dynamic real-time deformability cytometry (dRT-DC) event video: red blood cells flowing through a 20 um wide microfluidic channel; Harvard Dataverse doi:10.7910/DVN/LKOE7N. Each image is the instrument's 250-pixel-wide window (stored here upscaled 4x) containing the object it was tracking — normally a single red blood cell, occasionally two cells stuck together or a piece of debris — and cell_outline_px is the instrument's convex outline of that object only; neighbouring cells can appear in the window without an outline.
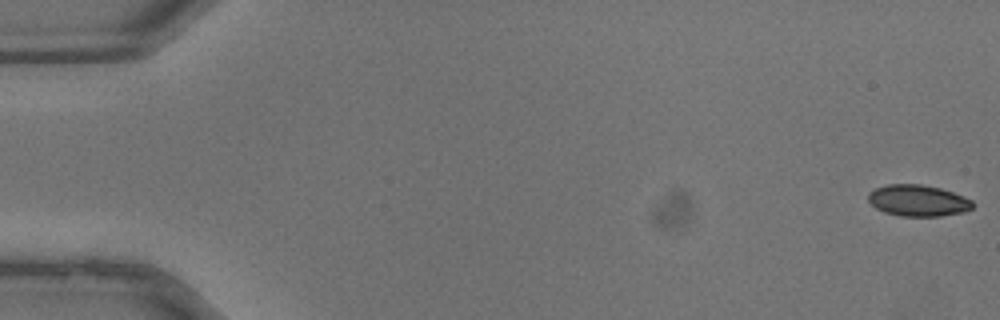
{"species": "common noctule bat (a hibernating species)", "species_latin": "Nyctalus noctula", "temperature_condition": "warm", "stored_images_in_passage": 22, "camera_frame_rate_fps": 3000, "um_per_image_px": 0.085, "animal": {"sex": "male", "body_mass_g": 13.3}, "frame": {"image": 1, "passage_image": 1, "time_ms": 0.0, "image_size_px": [1000, 320], "cell_outline_px": [[972, 208], [964, 212], [940, 216], [900, 216], [884, 212], [876, 208], [868, 200], [868, 192], [876, 188], [888, 184], [920, 184], [940, 188], [964, 196], [972, 200]], "centroid_in_image_um": [78.02, 17.05], "position_along_channel_um": 7.0, "area_um2": 19.07}}
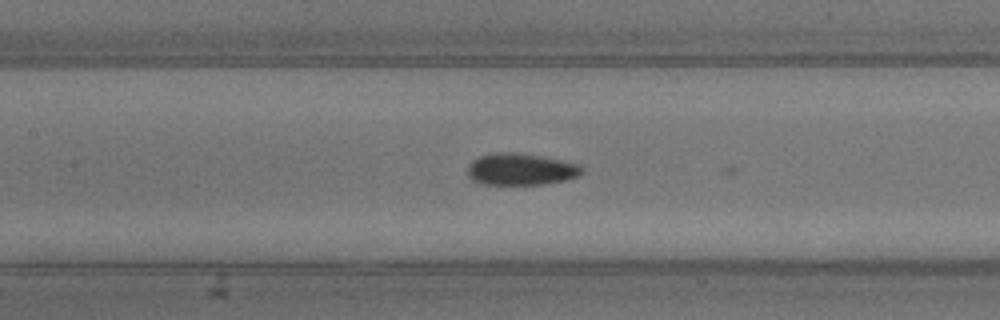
{"frame": {"image": 2, "passage_image": 18, "time_ms": 5.667, "image_size_px": [1000, 320], "cell_outline_px": [[584, 172], [580, 176], [564, 180], [544, 184], [484, 184], [472, 180], [468, 176], [468, 164], [472, 160], [480, 156], [492, 152], [516, 152], [560, 160], [580, 164], [584, 168]], "centroid_in_image_um": [44.27, 14.38], "position_along_channel_um": 163.1, "area_um2": 21.27}}
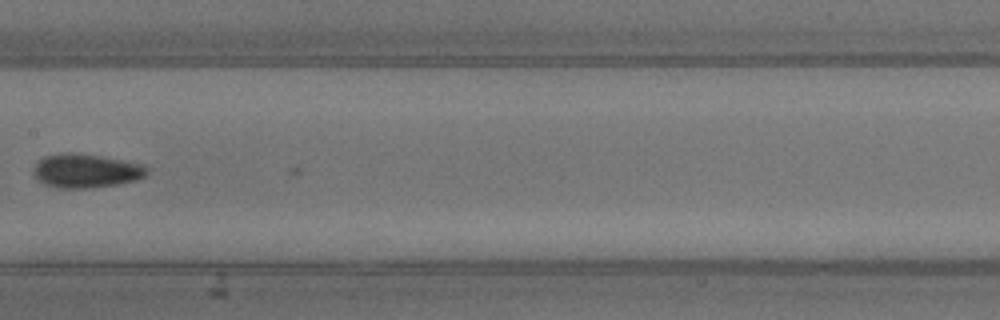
{"frame": {"image": 3, "passage_image": 20, "time_ms": 6.333, "image_size_px": [1000, 320], "cell_outline_px": [[148, 172], [144, 176], [136, 180], [116, 184], [84, 188], [60, 188], [44, 184], [32, 172], [36, 164], [44, 156], [60, 152], [72, 152], [100, 156], [144, 164], [148, 168]], "centroid_in_image_um": [7.3, 14.5], "position_along_channel_um": 200.1, "area_um2": 22.25}}